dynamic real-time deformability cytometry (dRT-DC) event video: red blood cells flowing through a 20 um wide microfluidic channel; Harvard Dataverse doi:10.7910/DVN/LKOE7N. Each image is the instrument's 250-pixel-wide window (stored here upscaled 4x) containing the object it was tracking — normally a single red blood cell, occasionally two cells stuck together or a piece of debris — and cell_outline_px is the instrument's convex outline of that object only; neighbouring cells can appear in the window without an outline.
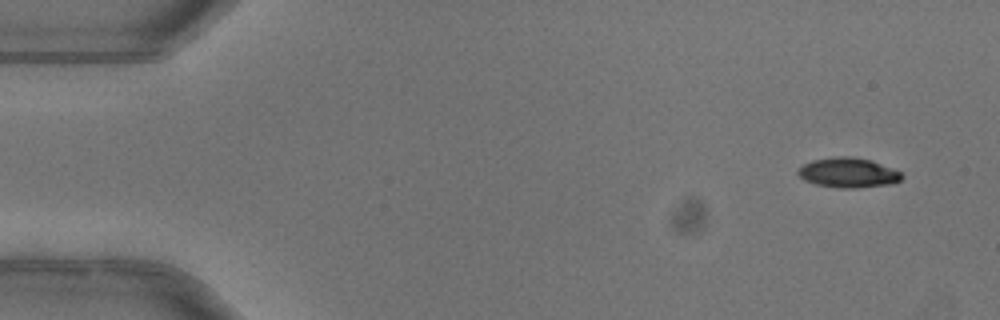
{"species": "common noctule bat (a hibernating species)", "species_latin": "Nyctalus noctula", "temperature_condition": "warm", "stored_images_in_passage": 3, "camera_frame_rate_fps": 3000, "um_per_image_px": 0.085, "animal": {"sex": "female"}, "frame": {"image": 1, "passage_image": 1, "time_ms": 0.0, "image_size_px": [1000, 320], "cell_outline_px": [[904, 176], [900, 180], [892, 184], [856, 188], [840, 188], [816, 184], [804, 180], [796, 172], [804, 164], [812, 160], [836, 156], [852, 156], [872, 160], [900, 172]], "centroid_in_image_um": [72.1, 14.67], "position_along_channel_um": 12.9, "area_um2": 18.03}}